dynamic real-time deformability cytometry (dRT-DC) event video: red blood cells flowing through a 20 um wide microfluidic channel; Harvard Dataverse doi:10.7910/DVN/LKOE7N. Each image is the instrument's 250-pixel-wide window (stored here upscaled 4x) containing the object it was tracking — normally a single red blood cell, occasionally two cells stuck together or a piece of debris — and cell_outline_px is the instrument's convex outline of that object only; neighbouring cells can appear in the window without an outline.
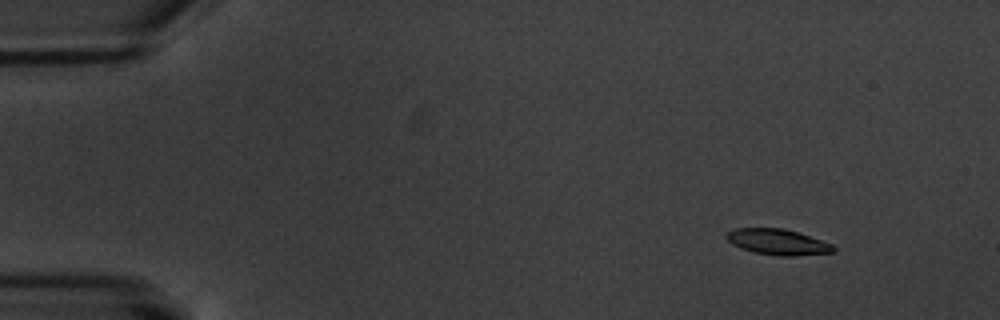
{"species": "common noctule bat (a hibernating species)", "species_latin": "Nyctalus noctula", "temperature_condition": "warm", "stored_images_in_passage": 5, "camera_frame_rate_fps": 3000, "um_per_image_px": 0.085, "animal": {"sex": "male", "body_mass_g": 20.1, "forearm_length_mm": 53.5}, "frame": {"image": 1, "passage_image": 2, "time_ms": 1.333, "image_size_px": [1000, 320], "cell_outline_px": [[836, 252], [796, 256], [780, 256], [756, 252], [740, 248], [732, 244], [724, 236], [728, 232], [736, 228], [784, 228], [832, 244], [836, 248]], "centroid_in_image_um": [66.11, 20.57], "position_along_channel_um": 18.9, "area_um2": 15.95}}
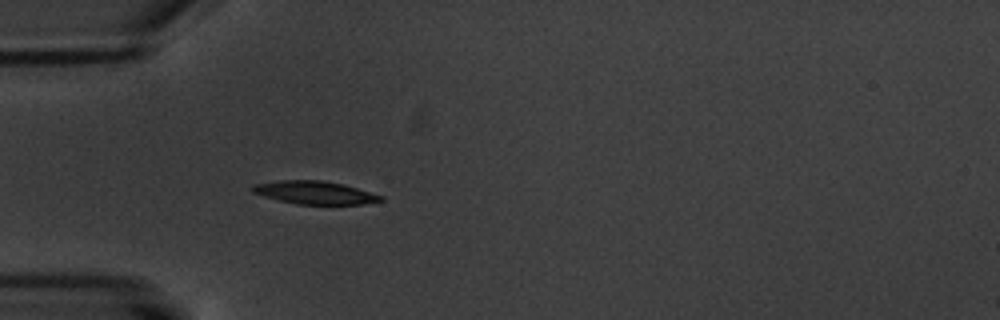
{"frame": {"image": 2, "passage_image": 5, "time_ms": 5.333, "image_size_px": [1000, 320], "cell_outline_px": [[384, 200], [364, 204], [296, 204], [264, 196], [252, 192], [252, 184], [280, 180], [320, 180], [344, 184], [384, 196]], "centroid_in_image_um": [26.77, 16.36], "position_along_channel_um": 58.2, "area_um2": 17.17}}